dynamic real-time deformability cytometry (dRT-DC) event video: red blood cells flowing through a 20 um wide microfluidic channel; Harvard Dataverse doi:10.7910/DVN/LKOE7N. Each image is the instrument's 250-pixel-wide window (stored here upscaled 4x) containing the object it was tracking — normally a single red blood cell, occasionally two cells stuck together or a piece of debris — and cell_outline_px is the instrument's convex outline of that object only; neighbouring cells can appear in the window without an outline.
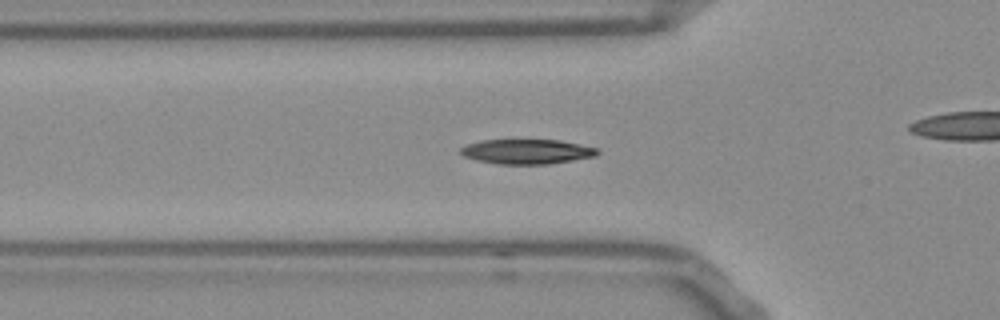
{"species": "Egyptian fruit bat (a non-hibernating species)", "species_latin": "Rousettus aegyptiacus", "temperature_condition": "room temperature", "stored_images_in_passage": 44, "camera_frame_rate_fps": 3000, "um_per_image_px": 0.085, "frame": {"image": 1, "passage_image": 7, "time_ms": 2.0, "image_size_px": [1000, 320], "cell_outline_px": [[600, 152], [596, 156], [548, 164], [500, 164], [476, 160], [464, 156], [460, 152], [460, 148], [468, 144], [480, 140], [560, 140], [580, 144], [596, 148]], "centroid_in_image_um": [44.78, 12.88], "position_along_channel_um": 81.0, "area_um2": 19.65}}
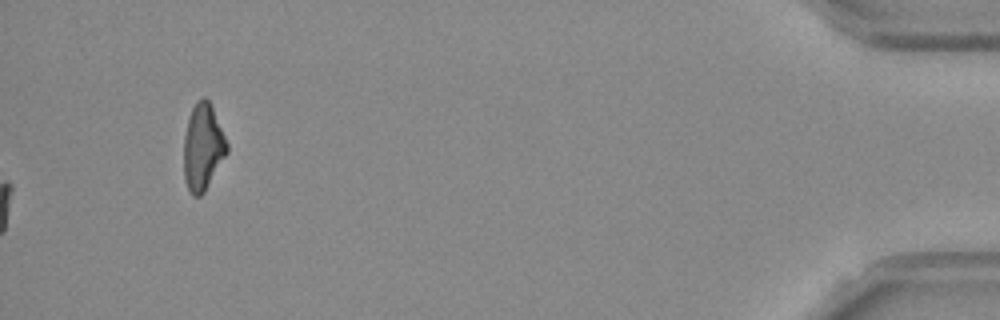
{"frame": {"image": 2, "passage_image": 44, "time_ms": 14.333, "image_size_px": [1000, 320], "cell_outline_px": [[228, 152], [204, 192], [200, 196], [192, 196], [184, 180], [184, 136], [188, 120], [192, 108], [196, 100], [204, 96], [212, 104], [228, 144]], "centroid_in_image_um": [17.25, 12.48], "position_along_channel_um": 418.0, "area_um2": 21.85}, "authors_computed_cell_mechanics": {"area_um2": 19.3341, "velocity_mm_per_s": 3.8045, "shape_relaxation_time_tau1_ms": 4.7268, "shape_relaxation_time_tau2_ms": 3.6486, "deformation_change_tau1": 0.171, "deformation_change_tau2": 0.0928}}